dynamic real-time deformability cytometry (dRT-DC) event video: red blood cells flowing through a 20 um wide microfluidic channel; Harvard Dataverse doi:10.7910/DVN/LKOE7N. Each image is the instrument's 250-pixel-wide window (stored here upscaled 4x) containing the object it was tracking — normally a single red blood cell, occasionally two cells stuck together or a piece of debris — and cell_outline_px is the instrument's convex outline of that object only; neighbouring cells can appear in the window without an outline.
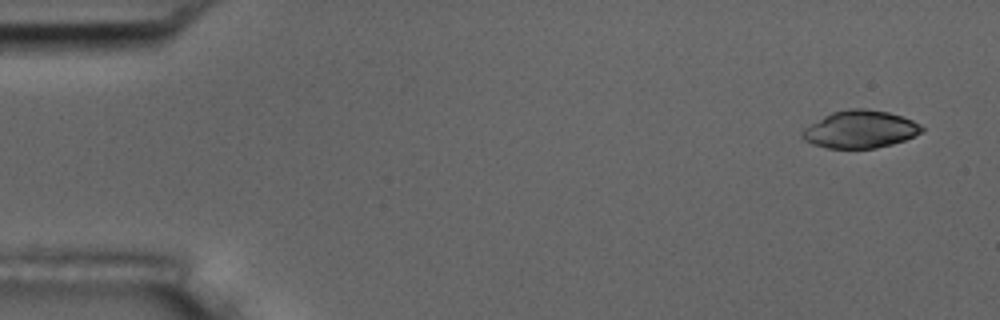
{"species": "common noctule bat (a hibernating species)", "species_latin": "Nyctalus noctula", "temperature_condition": "room temperature", "stored_images_in_passage": 6, "camera_frame_rate_fps": 3000, "um_per_image_px": 0.085, "animal": {"sex": "male", "body_mass_g": 17.5, "forearm_length_mm": 52.3}, "frame": {"image": 1, "passage_image": 1, "time_ms": 0.0, "image_size_px": [1000, 320], "cell_outline_px": [[924, 128], [920, 132], [904, 140], [892, 144], [876, 148], [828, 148], [812, 144], [804, 140], [800, 136], [800, 132], [804, 128], [824, 116], [832, 112], [848, 108], [864, 108], [888, 112], [912, 120], [920, 124]], "centroid_in_image_um": [73.07, 10.99], "position_along_channel_um": 11.9, "area_um2": 26.01}}
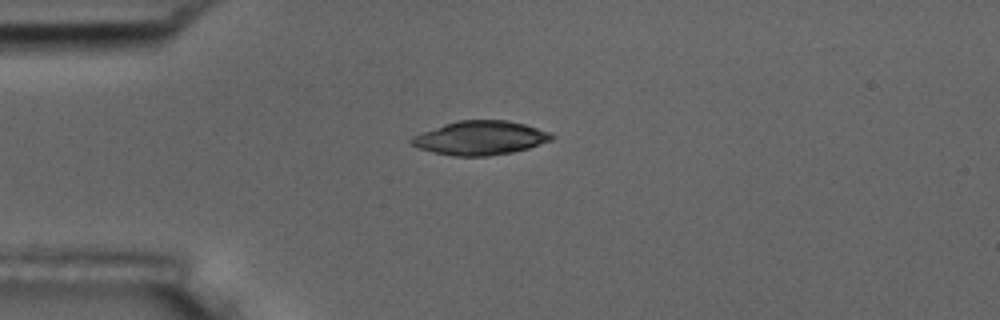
{"frame": {"image": 2, "passage_image": 4, "time_ms": 3.667, "image_size_px": [1000, 320], "cell_outline_px": [[556, 136], [552, 140], [528, 148], [512, 152], [488, 156], [452, 156], [432, 152], [420, 148], [412, 144], [408, 140], [412, 136], [444, 124], [456, 120], [508, 120], [524, 124], [548, 132]], "centroid_in_image_um": [40.81, 11.72], "position_along_channel_um": 44.2, "area_um2": 27.63}}